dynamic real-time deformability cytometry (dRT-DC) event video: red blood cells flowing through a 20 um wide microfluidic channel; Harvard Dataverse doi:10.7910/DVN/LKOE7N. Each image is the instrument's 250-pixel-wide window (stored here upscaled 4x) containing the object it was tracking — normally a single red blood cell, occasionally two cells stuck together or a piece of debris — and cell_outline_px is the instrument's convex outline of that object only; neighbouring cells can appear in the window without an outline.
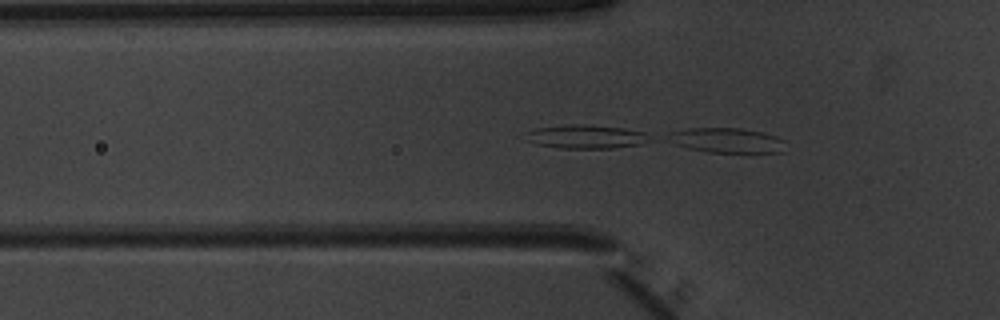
{"species": "common noctule bat (a hibernating species)", "species_latin": "Nyctalus noctula", "temperature_condition": "warm", "stored_images_in_passage": 22, "segment_of_instrument_passage": [2, 2], "camera_frame_rate_fps": 3000, "um_per_image_px": 0.085, "animal": {"sex": "male", "body_mass_g": 20.1, "forearm_length_mm": 53.5}, "frame": {"image": 1, "passage_image": 16, "time_ms": 5.0, "image_size_px": [1000, 320], "cell_outline_px": [[784, 152], [708, 152], [688, 148], [676, 144], [668, 140], [664, 136], [672, 132], [688, 128], [740, 128], [764, 132], [776, 136], [784, 140]], "centroid_in_image_um": [61.77, 11.92], "position_along_channel_um": 64.0, "area_um2": 16.99}}